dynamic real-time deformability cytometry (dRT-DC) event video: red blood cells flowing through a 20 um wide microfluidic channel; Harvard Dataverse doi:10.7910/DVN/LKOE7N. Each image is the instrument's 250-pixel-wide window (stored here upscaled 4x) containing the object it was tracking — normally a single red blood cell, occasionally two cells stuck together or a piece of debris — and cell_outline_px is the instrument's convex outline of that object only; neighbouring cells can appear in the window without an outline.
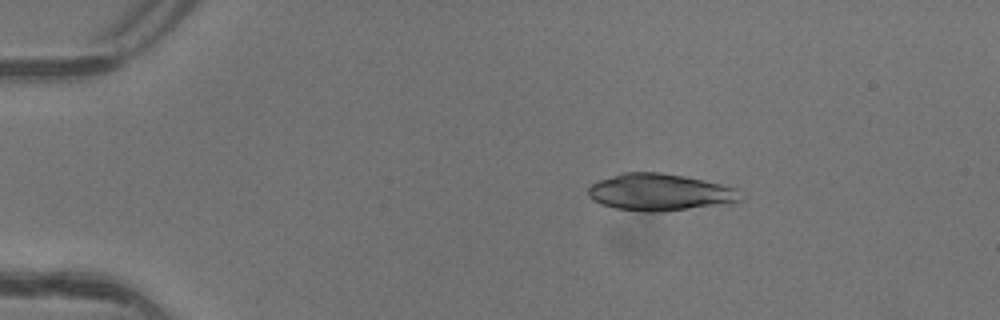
{"species": "common noctule bat (a hibernating species)", "species_latin": "Nyctalus noctula", "temperature_condition": "warm", "stored_images_in_passage": 4, "camera_frame_rate_fps": 3000, "um_per_image_px": 0.085, "animal": {"sex": "female"}, "frame": {"image": 1, "passage_image": 2, "time_ms": 0.333, "image_size_px": [1000, 320], "cell_outline_px": [[744, 200], [728, 204], [664, 212], [644, 212], [616, 208], [600, 204], [592, 200], [588, 196], [588, 188], [592, 184], [600, 180], [624, 172], [660, 172], [684, 176], [704, 180], [736, 188]], "centroid_in_image_um": [56.11, 16.36], "position_along_channel_um": 28.9, "area_um2": 33.06}}
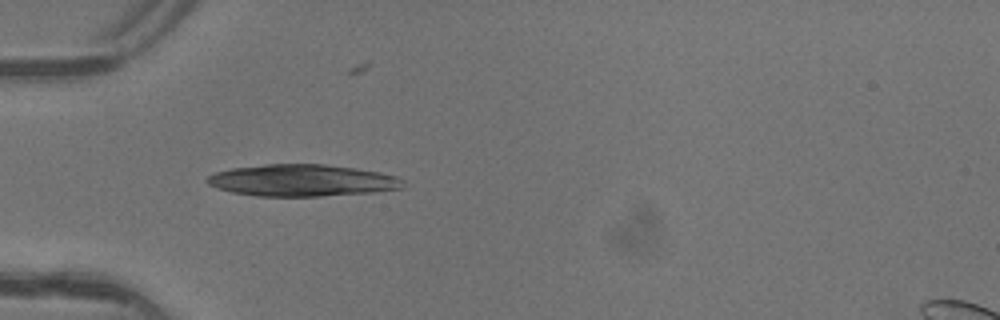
{"frame": {"image": 2, "passage_image": 4, "time_ms": 1.0, "image_size_px": [1000, 320], "cell_outline_px": [[404, 188], [372, 192], [320, 196], [256, 196], [232, 192], [216, 188], [208, 184], [204, 180], [208, 176], [216, 172], [232, 168], [264, 164], [324, 164], [356, 168], [380, 172], [396, 176], [404, 180]], "centroid_in_image_um": [25.67, 15.33], "position_along_channel_um": 59.3, "area_um2": 36.47}}